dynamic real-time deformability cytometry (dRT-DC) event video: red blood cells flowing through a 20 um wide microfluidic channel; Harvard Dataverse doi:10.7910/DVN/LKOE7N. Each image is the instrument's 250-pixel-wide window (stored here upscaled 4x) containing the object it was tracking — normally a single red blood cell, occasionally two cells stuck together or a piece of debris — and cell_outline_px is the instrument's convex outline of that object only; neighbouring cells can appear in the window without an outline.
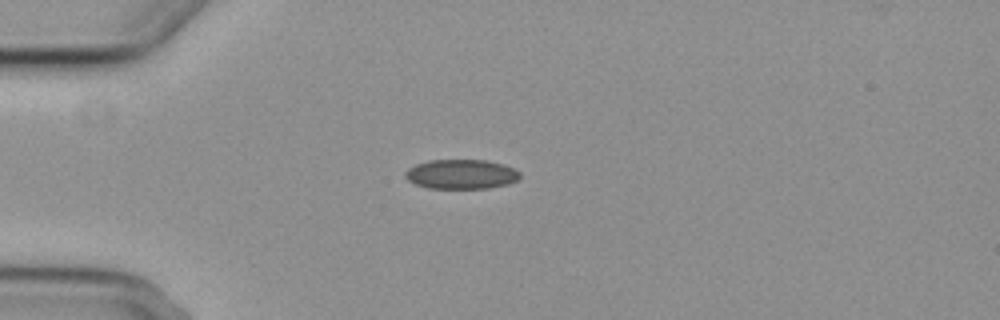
{"species": "common noctule bat (a hibernating species)", "species_latin": "Nyctalus noctula", "temperature_condition": "cold", "stored_images_in_passage": 3, "camera_frame_rate_fps": 3000, "um_per_image_px": 0.085, "animal": {"sex": "female", "body_mass_g": 29.2, "forearm_length_mm": 56.3}, "frame": {"image": 1, "passage_image": 1, "time_ms": 0.0, "image_size_px": [1000, 320], "cell_outline_px": [[520, 176], [516, 180], [508, 184], [488, 188], [428, 188], [416, 184], [408, 180], [404, 176], [404, 172], [408, 168], [416, 164], [428, 160], [488, 160], [504, 164], [516, 168], [520, 172]], "centroid_in_image_um": [39.21, 14.79], "position_along_channel_um": 45.8, "area_um2": 19.88}}
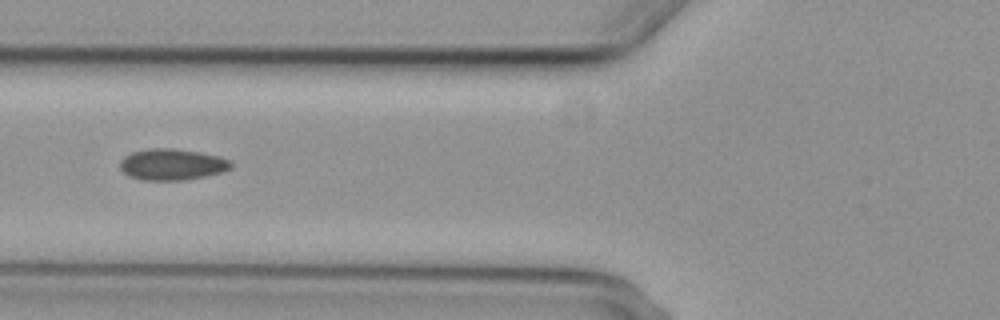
{"frame": {"image": 2, "passage_image": 3, "time_ms": 2.333, "image_size_px": [1000, 320], "cell_outline_px": [[232, 168], [224, 172], [184, 180], [140, 180], [128, 176], [120, 168], [120, 160], [124, 156], [132, 152], [148, 148], [172, 148], [200, 152], [220, 156], [232, 160]], "centroid_in_image_um": [14.64, 13.97], "position_along_channel_um": 111.2, "area_um2": 20.52}}